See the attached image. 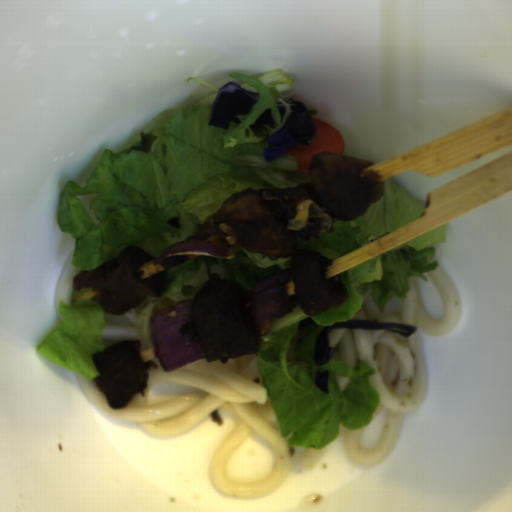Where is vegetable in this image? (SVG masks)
Wrapping results in <instances>:
<instances>
[{
	"label": "vegetable",
	"mask_w": 512,
	"mask_h": 512,
	"mask_svg": "<svg viewBox=\"0 0 512 512\" xmlns=\"http://www.w3.org/2000/svg\"><path fill=\"white\" fill-rule=\"evenodd\" d=\"M443 224L330 279L347 291V300L317 315L303 314L300 305L269 323L256 352L260 379L288 446L323 449L334 442L339 427L370 425L380 395L369 381L375 368L365 362L329 361L316 365L314 343L329 325L350 321L370 298L382 313L394 298H408L411 276L428 279L436 270V244L446 241ZM316 323L299 330L298 321ZM328 370L329 394L314 385L315 371Z\"/></svg>",
	"instance_id": "obj_2"
},
{
	"label": "vegetable",
	"mask_w": 512,
	"mask_h": 512,
	"mask_svg": "<svg viewBox=\"0 0 512 512\" xmlns=\"http://www.w3.org/2000/svg\"><path fill=\"white\" fill-rule=\"evenodd\" d=\"M237 84L259 98L248 115L236 116L228 129L209 126V113L220 89L197 77L212 93L182 110L150 117L139 132L154 134L149 153L132 151L139 132L120 152L105 151L84 186L68 180L57 201L60 233L74 238L72 263L101 266L127 248L155 257L168 247L207 228H215V214L233 195L254 187L284 189L310 183L290 154L268 162L269 138L290 118L289 101L296 95L292 78L274 70L259 77L230 73ZM186 82V83H187ZM283 102L282 122L275 104ZM273 110L275 129L250 128L265 110ZM180 216L181 228L168 221Z\"/></svg>",
	"instance_id": "obj_1"
},
{
	"label": "vegetable",
	"mask_w": 512,
	"mask_h": 512,
	"mask_svg": "<svg viewBox=\"0 0 512 512\" xmlns=\"http://www.w3.org/2000/svg\"><path fill=\"white\" fill-rule=\"evenodd\" d=\"M231 259L198 257L172 269L162 272L163 291L161 295L150 298L133 307L138 320V336L141 340L142 361H153L161 367L153 346L150 322L153 315L181 300H194L206 281L213 274L235 282L245 288L249 297L254 285L271 273L292 269V258L285 257L276 261L268 259L260 251H249L240 245H231ZM162 368V367H161Z\"/></svg>",
	"instance_id": "obj_3"
},
{
	"label": "vegetable",
	"mask_w": 512,
	"mask_h": 512,
	"mask_svg": "<svg viewBox=\"0 0 512 512\" xmlns=\"http://www.w3.org/2000/svg\"><path fill=\"white\" fill-rule=\"evenodd\" d=\"M90 290L91 287L74 289L69 304L60 301V323L37 352L61 368L75 371L92 381L99 372L91 358L107 347L103 341L107 312L93 297L76 301Z\"/></svg>",
	"instance_id": "obj_5"
},
{
	"label": "vegetable",
	"mask_w": 512,
	"mask_h": 512,
	"mask_svg": "<svg viewBox=\"0 0 512 512\" xmlns=\"http://www.w3.org/2000/svg\"><path fill=\"white\" fill-rule=\"evenodd\" d=\"M292 279L290 268L270 273L254 283L248 297L258 337L266 336L271 322L289 315L291 310L300 306L295 296L286 294V285Z\"/></svg>",
	"instance_id": "obj_8"
},
{
	"label": "vegetable",
	"mask_w": 512,
	"mask_h": 512,
	"mask_svg": "<svg viewBox=\"0 0 512 512\" xmlns=\"http://www.w3.org/2000/svg\"><path fill=\"white\" fill-rule=\"evenodd\" d=\"M310 185L307 182L290 188L257 190L261 202L286 220L288 230L306 241L318 239L335 225L325 206L313 201Z\"/></svg>",
	"instance_id": "obj_7"
},
{
	"label": "vegetable",
	"mask_w": 512,
	"mask_h": 512,
	"mask_svg": "<svg viewBox=\"0 0 512 512\" xmlns=\"http://www.w3.org/2000/svg\"><path fill=\"white\" fill-rule=\"evenodd\" d=\"M231 246H240L229 225L221 220L215 221L214 228H206L200 233L167 247L160 254L157 263L179 256H197L200 258L232 259L235 257Z\"/></svg>",
	"instance_id": "obj_9"
},
{
	"label": "vegetable",
	"mask_w": 512,
	"mask_h": 512,
	"mask_svg": "<svg viewBox=\"0 0 512 512\" xmlns=\"http://www.w3.org/2000/svg\"><path fill=\"white\" fill-rule=\"evenodd\" d=\"M193 300H180L151 316L149 327L154 355L166 373L207 358L193 328Z\"/></svg>",
	"instance_id": "obj_6"
},
{
	"label": "vegetable",
	"mask_w": 512,
	"mask_h": 512,
	"mask_svg": "<svg viewBox=\"0 0 512 512\" xmlns=\"http://www.w3.org/2000/svg\"><path fill=\"white\" fill-rule=\"evenodd\" d=\"M382 184V196L365 213L352 220L334 219L333 228L317 239L305 240L291 231L295 240L294 248L317 251L330 263L421 217L426 206L424 201L390 179Z\"/></svg>",
	"instance_id": "obj_4"
}]
</instances>
